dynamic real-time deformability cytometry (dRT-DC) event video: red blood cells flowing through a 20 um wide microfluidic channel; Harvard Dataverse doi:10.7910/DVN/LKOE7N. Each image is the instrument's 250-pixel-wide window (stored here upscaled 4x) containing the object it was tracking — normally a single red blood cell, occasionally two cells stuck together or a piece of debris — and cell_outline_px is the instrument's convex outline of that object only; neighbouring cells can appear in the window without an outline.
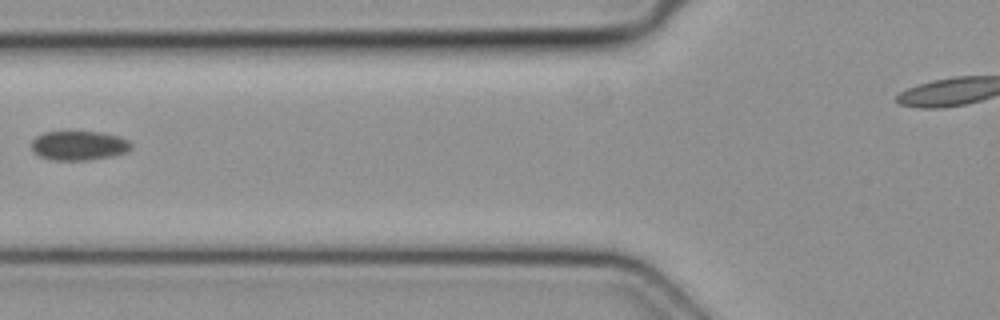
{"species": "common noctule bat (a hibernating species)", "species_latin": "Nyctalus noctula", "temperature_condition": "cold", "stored_images_in_passage": 4, "camera_frame_rate_fps": 3000, "um_per_image_px": 0.085, "animal": {"sex": "female", "body_mass_g": 19.3, "forearm_length_mm": 54.1}, "frame": {"image": 1, "passage_image": 3, "time_ms": 0.667, "image_size_px": [1000, 320], "cell_outline_px": [[132, 148], [124, 152], [112, 156], [88, 160], [52, 160], [40, 156], [32, 152], [32, 140], [36, 136], [44, 132], [100, 132], [116, 136], [128, 140], [132, 144]], "centroid_in_image_um": [6.67, 12.38], "position_along_channel_um": 119.1, "area_um2": 16.94}}
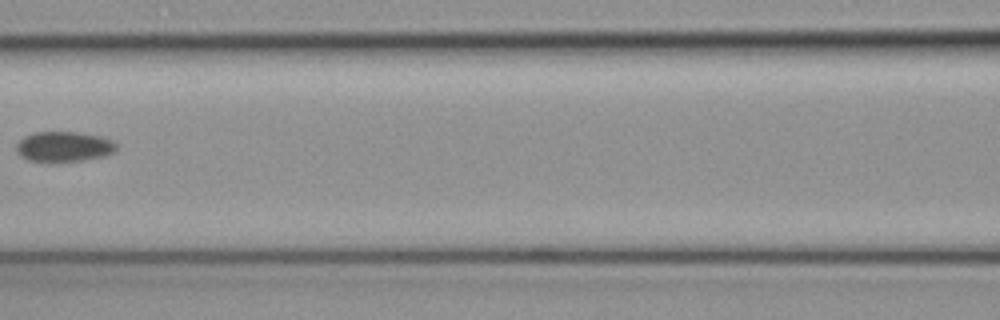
{"frame": {"image": 2, "passage_image": 4, "time_ms": 1.0, "image_size_px": [1000, 320], "cell_outline_px": [[116, 148], [112, 152], [104, 156], [84, 160], [52, 164], [28, 160], [20, 156], [16, 152], [16, 144], [24, 136], [36, 132], [80, 132], [100, 136], [112, 140], [116, 144]], "centroid_in_image_um": [5.38, 12.49], "position_along_channel_um": 161.2, "area_um2": 18.09}}